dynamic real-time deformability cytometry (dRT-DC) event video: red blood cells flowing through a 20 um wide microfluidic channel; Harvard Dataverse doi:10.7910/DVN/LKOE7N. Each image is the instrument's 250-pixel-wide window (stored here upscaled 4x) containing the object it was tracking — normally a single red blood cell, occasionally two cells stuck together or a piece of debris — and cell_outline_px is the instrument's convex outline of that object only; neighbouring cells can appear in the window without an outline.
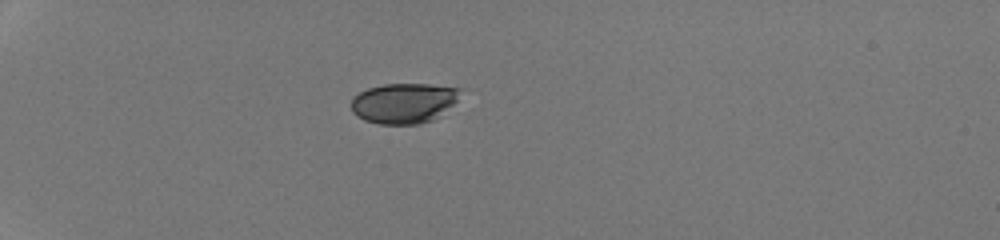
{"species": "human", "species_latin": "Homo sapiens", "temperature_condition": "room temperature", "stored_images_in_passage": 36, "camera_frame_rate_fps": 3000, "um_per_image_px": 0.085, "donor": {"sex": "male"}, "frame": {"image": 1, "passage_image": 1, "time_ms": 0.0, "image_size_px": [1000, 240], "cell_outline_px": [[464, 88], [456, 100], [452, 104], [432, 120], [420, 124], [380, 124], [364, 120], [356, 116], [352, 112], [352, 96], [368, 88], [384, 84], [428, 84]], "centroid_in_image_um": [34.3, 8.75], "position_along_channel_um": 50.7, "area_um2": 25.55}}
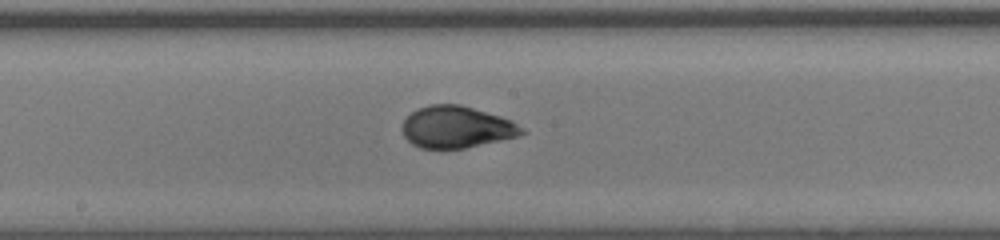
{"frame": {"image": 2, "passage_image": 16, "time_ms": 5.0, "image_size_px": [1000, 240], "cell_outline_px": [[528, 132], [516, 136], [464, 148], [420, 148], [412, 144], [404, 136], [400, 128], [404, 120], [412, 112], [428, 104], [460, 104], [500, 116], [512, 120], [524, 128]], "centroid_in_image_um": [38.79, 10.79], "position_along_channel_um": 209.4, "area_um2": 29.02}}
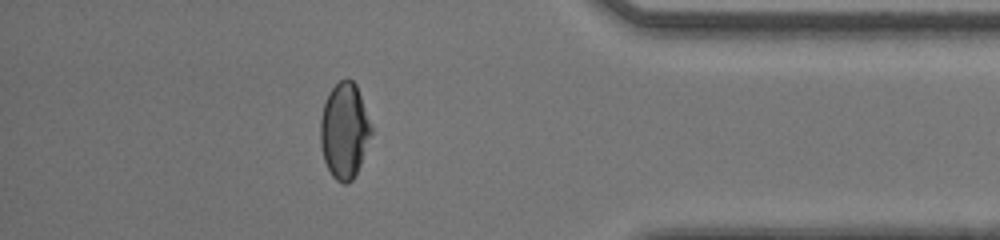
{"frame": {"image": 3, "passage_image": 31, "time_ms": 10.0, "image_size_px": [1000, 240], "cell_outline_px": [[372, 132], [360, 164], [352, 180], [348, 184], [344, 184], [336, 180], [332, 176], [324, 160], [320, 144], [320, 120], [324, 100], [328, 92], [340, 80], [352, 80], [356, 84], [372, 128]], "centroid_in_image_um": [29.25, 11.11], "position_along_channel_um": 406.0, "area_um2": 28.15}, "authors_computed_cell_mechanics": {"area_um2": 29.1312, "velocity_mm_per_s": 4.2853, "shape_relaxation_time_tau1_ms": 5.2994, "shape_relaxation_time_tau2_ms": null, "deformation_change_tau1": 0.1837, "deformation_change_tau2": null}}